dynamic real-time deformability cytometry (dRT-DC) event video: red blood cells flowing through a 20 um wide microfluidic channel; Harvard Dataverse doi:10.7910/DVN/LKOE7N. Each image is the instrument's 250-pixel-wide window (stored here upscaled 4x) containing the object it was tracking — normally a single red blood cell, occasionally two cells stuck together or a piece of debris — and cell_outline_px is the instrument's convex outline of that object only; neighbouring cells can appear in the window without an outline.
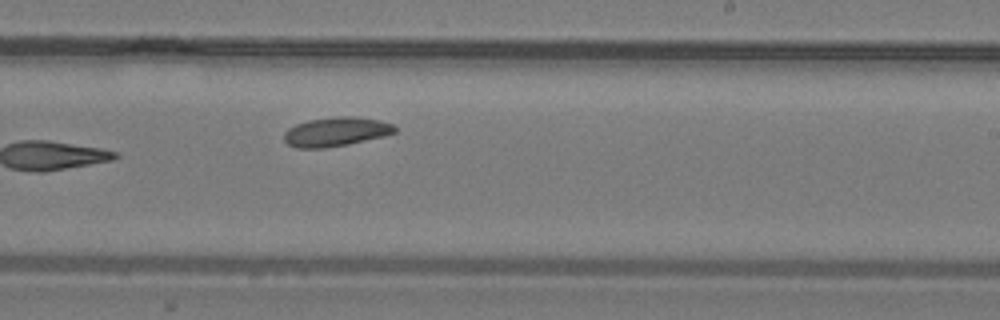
{"species": "common noctule bat (a hibernating species)", "species_latin": "Nyctalus noctula", "temperature_condition": "warm", "stored_images_in_passage": 11, "camera_frame_rate_fps": 3000, "um_per_image_px": 0.085, "animal": {"sex": "male", "body_mass_g": 19.2, "forearm_length_mm": 51.8}, "frame": {"image": 1, "passage_image": 11, "time_ms": 3.333, "image_size_px": [1000, 320], "cell_outline_px": [[396, 132], [384, 136], [348, 144], [324, 148], [296, 148], [288, 144], [284, 140], [284, 132], [288, 128], [296, 124], [308, 120], [336, 116], [356, 116], [380, 120], [392, 124], [396, 128]], "centroid_in_image_um": [28.55, 11.19], "position_along_channel_um": 260.5, "area_um2": 18.9}}